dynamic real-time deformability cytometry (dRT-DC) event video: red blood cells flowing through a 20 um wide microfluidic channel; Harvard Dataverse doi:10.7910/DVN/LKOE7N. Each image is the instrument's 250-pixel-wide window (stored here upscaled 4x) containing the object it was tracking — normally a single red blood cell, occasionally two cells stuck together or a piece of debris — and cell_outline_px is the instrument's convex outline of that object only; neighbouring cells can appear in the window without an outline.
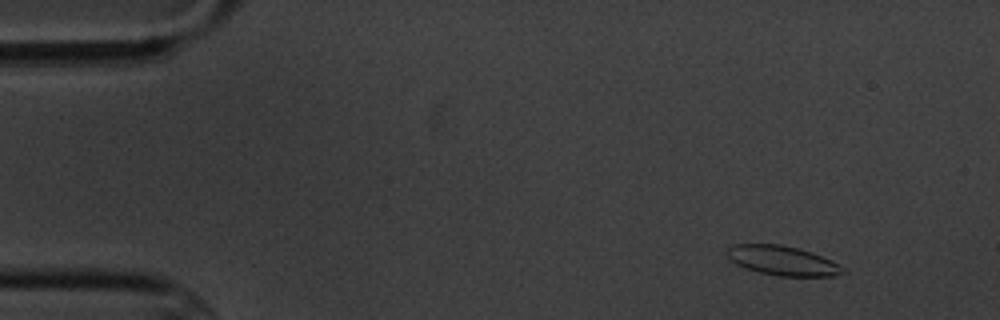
{"species": "common noctule bat (a hibernating species)", "species_latin": "Nyctalus noctula", "temperature_condition": "cold", "stored_images_in_passage": 5, "camera_frame_rate_fps": 3000, "um_per_image_px": 0.085, "animal": {"sex": "male", "body_mass_g": 20.1, "forearm_length_mm": 53.5}, "frame": {"image": 1, "passage_image": 2, "time_ms": 1.333, "image_size_px": [1000, 320], "cell_outline_px": [[848, 272], [832, 276], [780, 276], [760, 272], [736, 264], [728, 256], [728, 248], [732, 244], [780, 244], [796, 248], [832, 260], [844, 268]], "centroid_in_image_um": [66.54, 22.15], "position_along_channel_um": 18.5, "area_um2": 19.54}}